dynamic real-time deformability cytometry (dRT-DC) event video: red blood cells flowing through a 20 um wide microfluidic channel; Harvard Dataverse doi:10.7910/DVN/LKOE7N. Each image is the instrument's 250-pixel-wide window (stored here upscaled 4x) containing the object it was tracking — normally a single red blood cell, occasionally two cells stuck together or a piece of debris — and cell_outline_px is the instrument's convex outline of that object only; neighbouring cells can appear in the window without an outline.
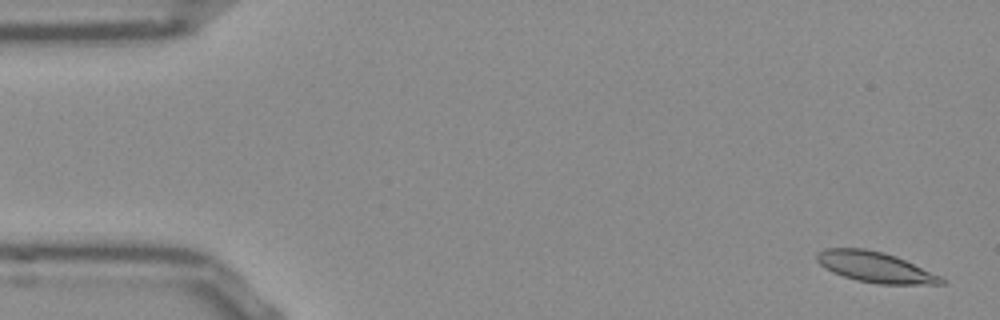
{"species": "Egyptian fruit bat (a non-hibernating species)", "species_latin": "Rousettus aegyptiacus", "temperature_condition": "room temperature", "stored_images_in_passage": 53, "camera_frame_rate_fps": 3000, "um_per_image_px": 0.085, "frame": {"image": 1, "passage_image": 2, "time_ms": 0.333, "image_size_px": [1000, 320], "cell_outline_px": [[944, 284], [880, 284], [856, 280], [832, 272], [824, 268], [816, 260], [816, 252], [828, 248], [864, 248], [884, 252], [896, 256], [940, 276], [944, 280]], "centroid_in_image_um": [74.34, 22.69], "position_along_channel_um": 10.7, "area_um2": 22.02}}
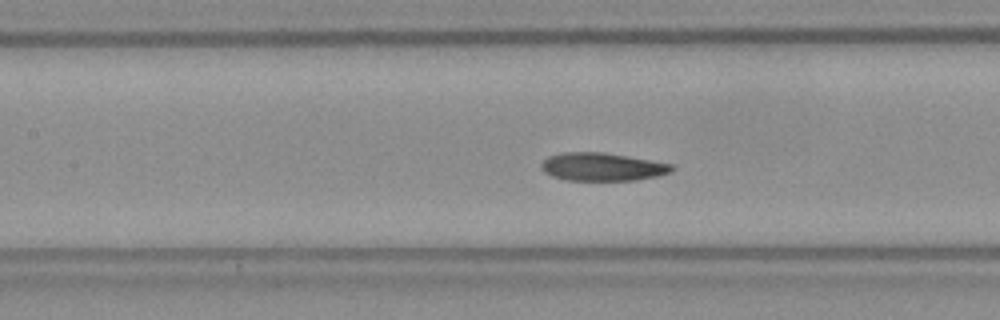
{"frame": {"image": 2, "passage_image": 23, "time_ms": 7.333, "image_size_px": [1000, 320], "cell_outline_px": [[676, 168], [672, 172], [660, 176], [636, 180], [564, 180], [552, 176], [544, 172], [540, 168], [540, 164], [548, 156], [560, 152], [604, 152], [672, 164]], "centroid_in_image_um": [51.19, 14.18], "position_along_channel_um": 156.2, "area_um2": 21.56}}
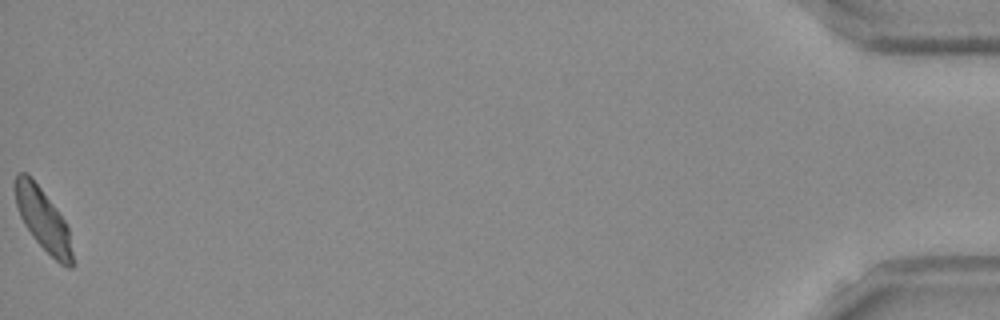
{"frame": {"image": 3, "passage_image": 53, "time_ms": 17.333, "image_size_px": [1000, 320], "cell_outline_px": [[76, 264], [72, 268], [68, 268], [60, 264], [32, 236], [24, 224], [20, 216], [16, 204], [12, 184], [16, 176], [20, 172], [24, 172], [40, 188], [64, 220], [68, 228]], "centroid_in_image_um": [3.67, 18.72], "position_along_channel_um": 431.5, "area_um2": 20.63}, "authors_computed_cell_mechanics": {"area_um2": 21.6172, "velocity_mm_per_s": 3.803, "shape_relaxation_time_tau1_ms": 11.1779, "shape_relaxation_time_tau2_ms": 2.7423, "deformation_change_tau1": 0.2029, "deformation_change_tau2": 0.074}}